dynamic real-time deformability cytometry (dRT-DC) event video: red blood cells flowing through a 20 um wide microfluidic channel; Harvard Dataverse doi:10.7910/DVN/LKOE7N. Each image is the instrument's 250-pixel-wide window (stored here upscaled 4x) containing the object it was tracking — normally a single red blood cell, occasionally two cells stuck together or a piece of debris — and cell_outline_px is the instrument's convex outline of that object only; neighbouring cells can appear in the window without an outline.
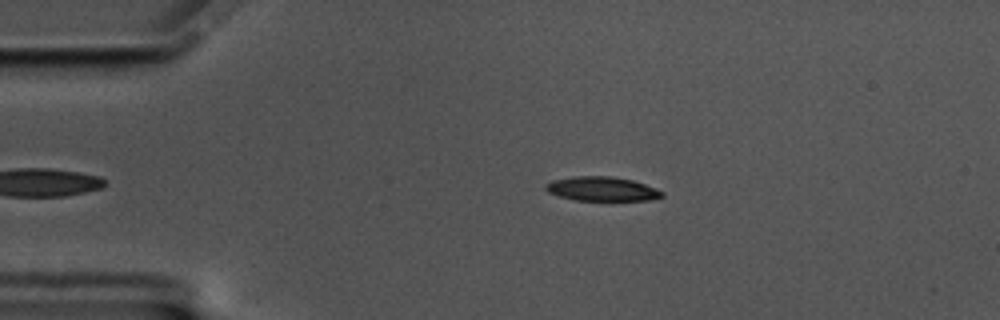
{"species": "common noctule bat (a hibernating species)", "species_latin": "Nyctalus noctula", "temperature_condition": "cold", "stored_images_in_passage": 46, "camera_frame_rate_fps": 3000, "um_per_image_px": 0.085, "animal": {"sex": "male", "body_mass_g": 17.5, "forearm_length_mm": 52.3}, "frame": {"image": 1, "passage_image": 5, "time_ms": 1.333, "image_size_px": [1000, 320], "cell_outline_px": [[664, 196], [648, 200], [612, 204], [576, 200], [560, 196], [548, 192], [544, 188], [544, 184], [552, 180], [576, 176], [612, 176], [632, 180], [656, 188], [664, 192]], "centroid_in_image_um": [51.21, 16.11], "position_along_channel_um": 33.8, "area_um2": 17.4}}
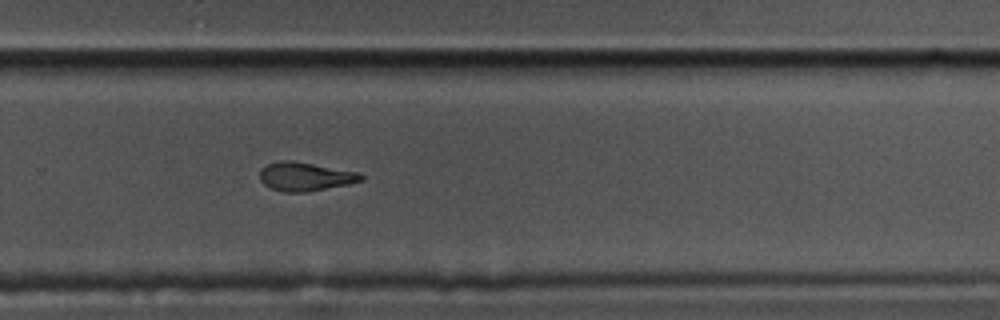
{"frame": {"image": 2, "passage_image": 33, "time_ms": 10.667, "image_size_px": [1000, 320], "cell_outline_px": [[364, 180], [348, 184], [308, 192], [284, 192], [272, 188], [264, 184], [260, 180], [260, 168], [268, 164], [280, 160], [292, 160], [360, 172], [364, 176]], "centroid_in_image_um": [25.96, 15.0], "position_along_channel_um": 303.8, "area_um2": 17.05}}
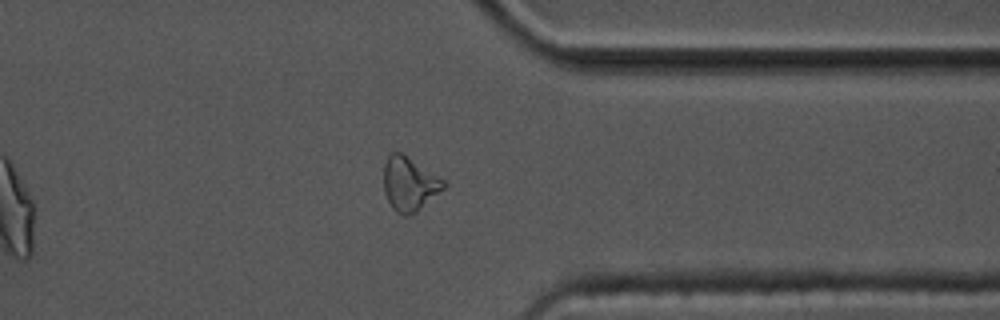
{"frame": {"image": 3, "passage_image": 40, "time_ms": 13.0, "image_size_px": [1000, 320], "cell_outline_px": [[448, 184], [444, 188], [416, 212], [408, 216], [404, 216], [396, 212], [392, 208], [384, 192], [384, 164], [388, 156], [392, 152], [400, 152], [444, 180]], "centroid_in_image_um": [34.78, 15.65], "position_along_channel_um": 376.6, "area_um2": 18.55}, "authors_computed_cell_mechanics": {"area_um2": 17.2822, "velocity_mm_per_s": 3.3295, "shape_relaxation_time_tau1_ms": 9.7677, "shape_relaxation_time_tau2_ms": 3.3623, "deformation_change_tau1": 0.2194, "deformation_change_tau2": 0.1067}}